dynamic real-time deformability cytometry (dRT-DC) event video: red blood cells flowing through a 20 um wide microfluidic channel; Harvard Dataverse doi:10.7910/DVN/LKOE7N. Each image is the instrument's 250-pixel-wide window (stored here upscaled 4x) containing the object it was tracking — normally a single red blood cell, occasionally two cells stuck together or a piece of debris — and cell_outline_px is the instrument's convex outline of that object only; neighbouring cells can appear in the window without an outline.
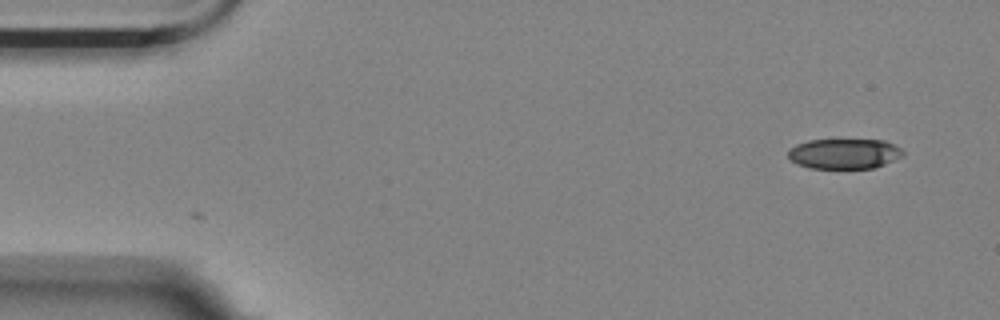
{"species": "Egyptian fruit bat (a non-hibernating species)", "species_latin": "Rousettus aegyptiacus", "temperature_condition": "room temperature", "stored_images_in_passage": 31, "camera_frame_rate_fps": 3000, "um_per_image_px": 0.085, "animal": {"sex": "female"}, "frame": {"image": 1, "passage_image": 1, "time_ms": 0.0, "image_size_px": [1000, 320], "cell_outline_px": [[904, 156], [884, 164], [872, 168], [808, 168], [796, 164], [788, 156], [788, 152], [796, 144], [808, 140], [884, 140], [900, 148], [904, 152]], "centroid_in_image_um": [71.76, 13.07], "position_along_channel_um": 13.2, "area_um2": 20.11}}
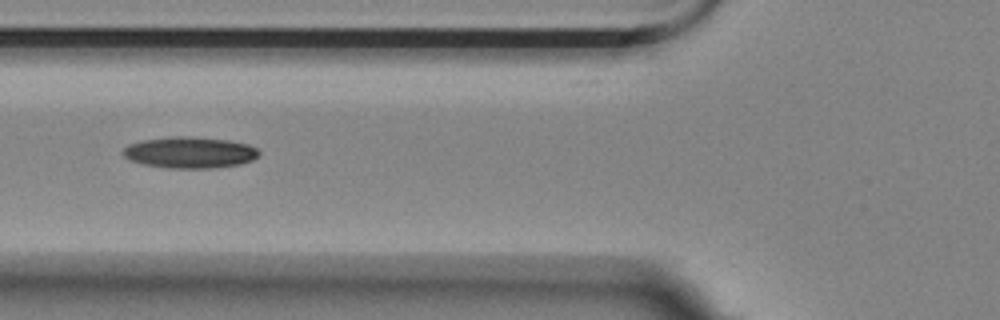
{"frame": {"image": 2, "passage_image": 18, "time_ms": 5.667, "image_size_px": [1000, 320], "cell_outline_px": [[260, 152], [252, 160], [240, 164], [216, 168], [168, 168], [144, 164], [128, 160], [124, 156], [124, 148], [128, 144], [144, 140], [172, 136], [192, 136], [228, 140], [248, 144], [256, 148]], "centroid_in_image_um": [16.13, 12.96], "position_along_channel_um": 109.7, "area_um2": 24.8}}
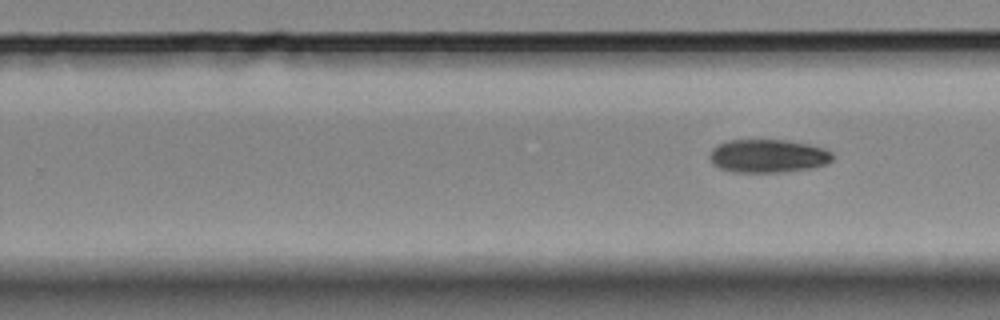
{"frame": {"image": 3, "passage_image": 31, "time_ms": 10.0, "image_size_px": [1000, 320], "cell_outline_px": [[832, 160], [824, 164], [808, 168], [784, 172], [732, 172], [720, 168], [712, 164], [708, 156], [712, 148], [728, 140], [784, 140], [808, 144], [824, 148], [832, 152]], "centroid_in_image_um": [65.23, 13.26], "position_along_channel_um": 264.6, "area_um2": 23.76}}